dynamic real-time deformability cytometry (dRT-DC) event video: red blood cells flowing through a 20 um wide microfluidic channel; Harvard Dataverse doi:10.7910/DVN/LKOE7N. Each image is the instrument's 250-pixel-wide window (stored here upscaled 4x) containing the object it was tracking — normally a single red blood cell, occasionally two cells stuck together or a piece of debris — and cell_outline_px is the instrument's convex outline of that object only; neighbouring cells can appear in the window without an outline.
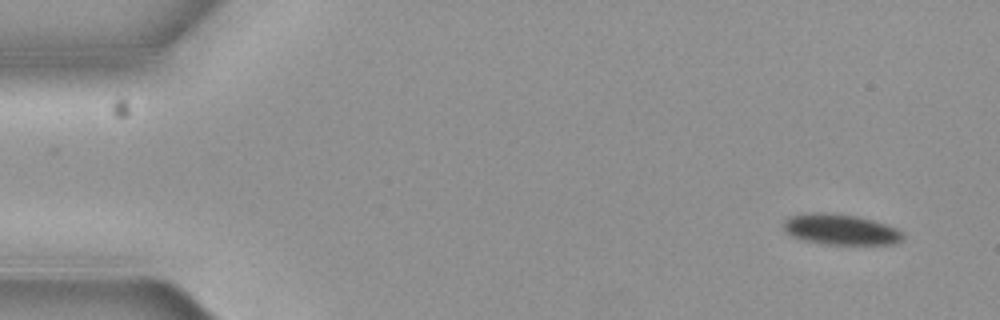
{"species": "common noctule bat (a hibernating species)", "species_latin": "Nyctalus noctula", "temperature_condition": "cold", "stored_images_in_passage": 6, "camera_frame_rate_fps": 3000, "um_per_image_px": 0.085, "animal": {"sex": "female", "body_mass_g": 19.3, "forearm_length_mm": 54.1}, "frame": {"image": 1, "passage_image": 1, "time_ms": 0.0, "image_size_px": [1000, 320], "cell_outline_px": [[904, 236], [900, 240], [892, 244], [824, 244], [804, 240], [792, 236], [784, 228], [784, 220], [788, 216], [812, 212], [824, 212], [856, 216], [872, 220], [896, 228], [904, 232]], "centroid_in_image_um": [71.43, 19.5], "position_along_channel_um": 13.6, "area_um2": 21.15}}
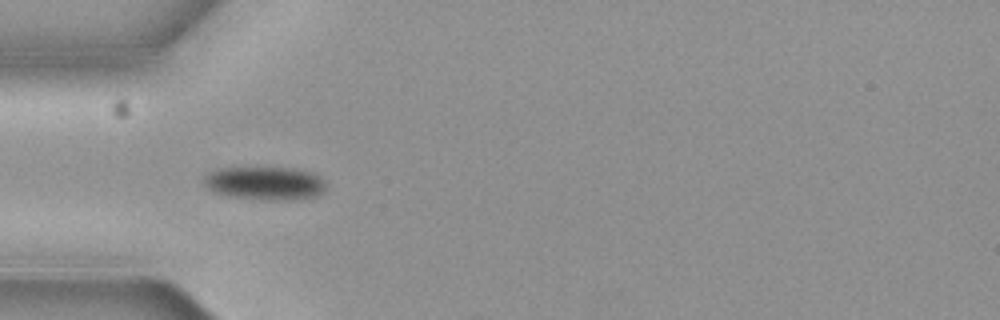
{"frame": {"image": 2, "passage_image": 5, "time_ms": 1.333, "image_size_px": [1000, 320], "cell_outline_px": [[324, 188], [316, 196], [292, 200], [268, 200], [228, 196], [216, 192], [208, 188], [204, 184], [204, 176], [208, 172], [224, 168], [292, 168], [308, 172], [320, 176], [324, 184]], "centroid_in_image_um": [22.49, 15.58], "position_along_channel_um": 62.5, "area_um2": 23.35}}